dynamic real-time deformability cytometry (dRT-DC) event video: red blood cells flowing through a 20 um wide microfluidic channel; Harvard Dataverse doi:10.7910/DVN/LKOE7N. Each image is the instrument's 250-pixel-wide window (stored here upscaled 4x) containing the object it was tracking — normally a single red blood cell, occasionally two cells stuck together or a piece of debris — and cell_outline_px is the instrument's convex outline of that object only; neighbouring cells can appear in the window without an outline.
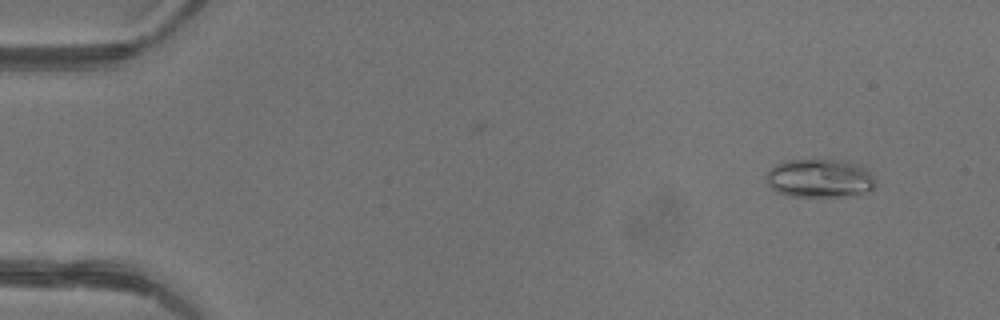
{"species": "common noctule bat (a hibernating species)", "species_latin": "Nyctalus noctula", "temperature_condition": "warm", "stored_images_in_passage": 47, "camera_frame_rate_fps": 3000, "um_per_image_px": 0.085, "animal": {"sex": "female"}, "frame": {"image": 1, "passage_image": 4, "time_ms": 1.0, "image_size_px": [1000, 320], "cell_outline_px": [[876, 188], [868, 192], [844, 196], [788, 196], [776, 192], [768, 184], [768, 172], [776, 164], [784, 160], [844, 160], [860, 164], [868, 168], [872, 172], [876, 180]], "centroid_in_image_um": [69.76, 15.15], "position_along_channel_um": 15.2, "area_um2": 24.85}}
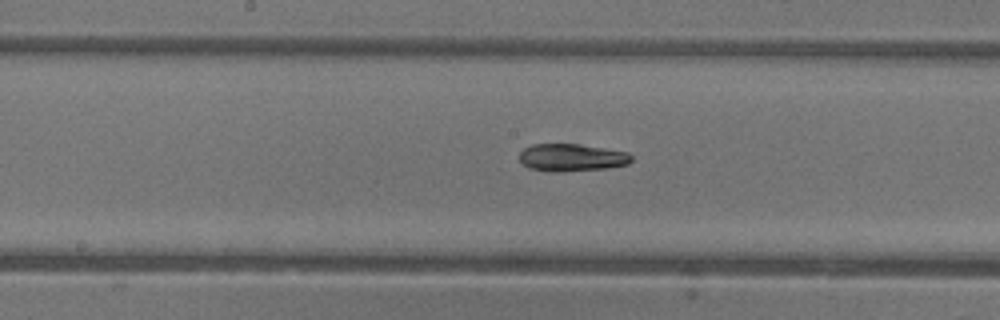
{"frame": {"image": 2, "passage_image": 25, "time_ms": 8.0, "image_size_px": [1000, 320], "cell_outline_px": [[632, 160], [628, 164], [608, 168], [556, 172], [548, 172], [528, 168], [520, 160], [520, 152], [524, 148], [532, 144], [580, 144], [628, 152], [632, 156]], "centroid_in_image_um": [48.59, 13.39], "position_along_channel_um": 199.6, "area_um2": 18.03}}
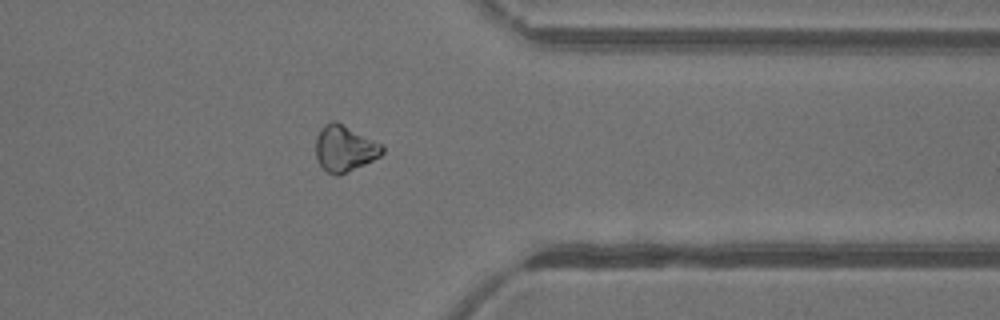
{"frame": {"image": 3, "passage_image": 38, "time_ms": 12.333, "image_size_px": [1000, 320], "cell_outline_px": [[384, 152], [380, 156], [340, 176], [336, 176], [328, 172], [316, 160], [316, 136], [320, 128], [324, 124], [332, 120], [336, 120], [384, 144]], "centroid_in_image_um": [29.3, 12.6], "position_along_channel_um": 382.1, "area_um2": 18.21}, "authors_computed_cell_mechanics": {"area_um2": 18.496, "velocity_mm_per_s": 4.4131, "shape_relaxation_time_tau1_ms": 8.1049, "shape_relaxation_time_tau2_ms": null, "deformation_change_tau1": 0.1958, "deformation_change_tau2": null}}